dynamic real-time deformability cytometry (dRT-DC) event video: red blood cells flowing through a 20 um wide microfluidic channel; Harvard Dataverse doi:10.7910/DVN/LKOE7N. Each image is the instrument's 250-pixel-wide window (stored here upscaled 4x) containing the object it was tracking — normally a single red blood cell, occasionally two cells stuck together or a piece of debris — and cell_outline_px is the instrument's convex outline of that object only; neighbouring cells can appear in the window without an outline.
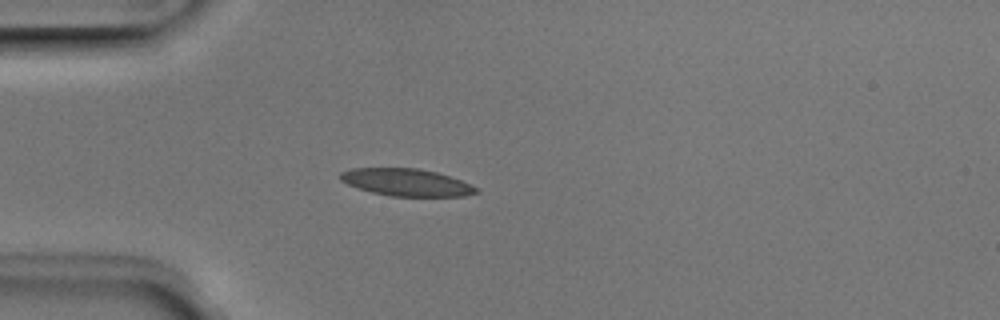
{"species": "Egyptian fruit bat (a non-hibernating species)", "species_latin": "Rousettus aegyptiacus", "temperature_condition": "room temperature", "stored_images_in_passage": 3, "camera_frame_rate_fps": 3000, "um_per_image_px": 0.085, "animal": {"sex": "male"}, "frame": {"image": 1, "passage_image": 3, "time_ms": 0.667, "image_size_px": [1000, 320], "cell_outline_px": [[480, 192], [464, 196], [392, 196], [372, 192], [348, 184], [340, 180], [340, 172], [352, 168], [420, 168], [436, 172], [460, 180], [480, 188]], "centroid_in_image_um": [34.57, 15.5], "position_along_channel_um": 50.4, "area_um2": 21.5}}